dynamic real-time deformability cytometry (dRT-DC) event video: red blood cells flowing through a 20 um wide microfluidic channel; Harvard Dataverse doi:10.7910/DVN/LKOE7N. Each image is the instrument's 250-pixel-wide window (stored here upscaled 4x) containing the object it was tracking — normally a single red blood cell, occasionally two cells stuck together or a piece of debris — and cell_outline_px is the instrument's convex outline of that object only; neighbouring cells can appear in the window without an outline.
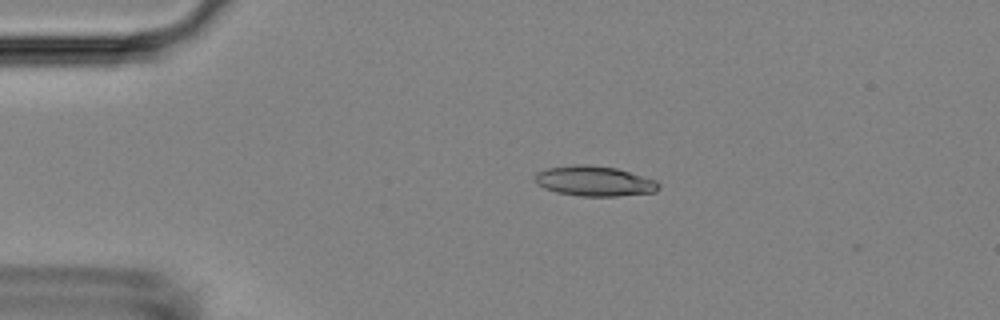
{"species": "Egyptian fruit bat (a non-hibernating species)", "species_latin": "Rousettus aegyptiacus", "temperature_condition": "room temperature", "stored_images_in_passage": 2, "camera_frame_rate_fps": 3000, "um_per_image_px": 0.085, "animal": {"sex": "female"}, "frame": {"image": 1, "passage_image": 1, "time_ms": 0.0, "image_size_px": [1000, 320], "cell_outline_px": [[660, 188], [656, 192], [616, 196], [580, 196], [556, 192], [544, 188], [536, 184], [532, 180], [536, 172], [544, 168], [572, 164], [588, 164], [616, 168], [656, 180], [660, 184]], "centroid_in_image_um": [50.47, 15.38], "position_along_channel_um": 34.5, "area_um2": 22.08}}